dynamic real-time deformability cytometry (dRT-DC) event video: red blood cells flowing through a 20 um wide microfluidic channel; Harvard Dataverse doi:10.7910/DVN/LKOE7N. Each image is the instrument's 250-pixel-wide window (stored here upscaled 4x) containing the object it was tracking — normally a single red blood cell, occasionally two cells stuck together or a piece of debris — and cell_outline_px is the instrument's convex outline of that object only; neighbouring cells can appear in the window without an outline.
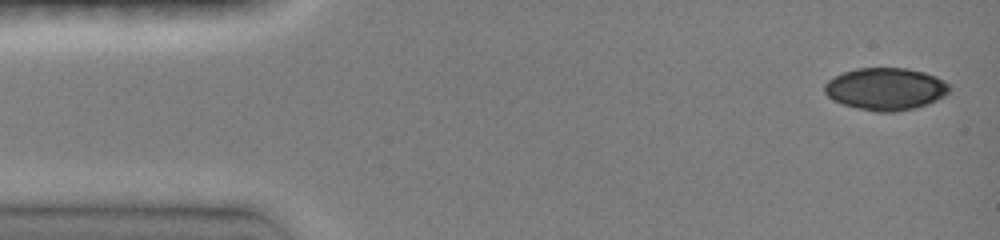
{"species": "common noctule bat (a hibernating species)", "species_latin": "Nyctalus noctula", "temperature_condition": "room temperature", "stored_images_in_passage": 14, "camera_frame_rate_fps": 3000, "um_per_image_px": 0.085, "animal": {"sex": "female", "body_mass_g": 19.0, "forearm_length_mm": 51.5}, "frame": {"image": 1, "passage_image": 1, "time_ms": 0.0, "image_size_px": [1000, 240], "cell_outline_px": [[952, 88], [944, 96], [928, 104], [916, 108], [896, 112], [876, 112], [856, 108], [832, 100], [824, 92], [824, 84], [828, 80], [844, 72], [856, 68], [904, 68], [924, 72], [936, 76], [944, 80]], "centroid_in_image_um": [75.29, 7.57], "position_along_channel_um": 9.7, "area_um2": 30.92}}